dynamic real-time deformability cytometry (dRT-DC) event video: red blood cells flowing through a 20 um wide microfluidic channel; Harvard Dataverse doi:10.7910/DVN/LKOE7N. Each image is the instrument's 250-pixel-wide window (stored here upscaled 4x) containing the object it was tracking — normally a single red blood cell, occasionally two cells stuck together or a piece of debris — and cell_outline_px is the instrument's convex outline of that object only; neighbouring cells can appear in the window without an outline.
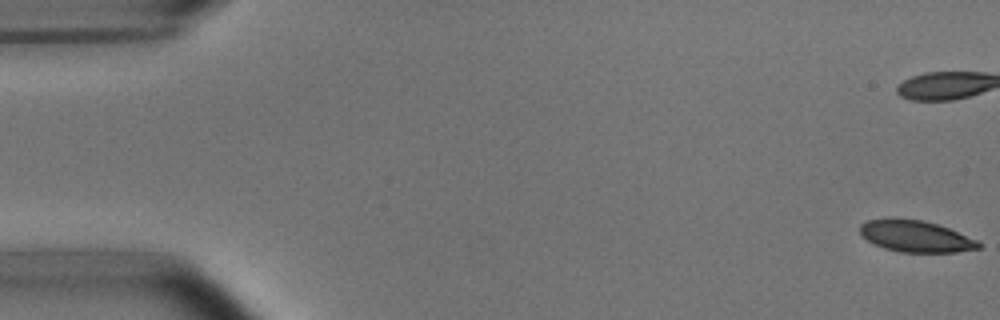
{"species": "common noctule bat (a hibernating species)", "species_latin": "Nyctalus noctula", "temperature_condition": "room temperature", "stored_images_in_passage": 53, "camera_frame_rate_fps": 3000, "um_per_image_px": 0.085, "animal": {"sex": "male", "body_mass_g": 15.6}, "frame": {"image": 1, "passage_image": 1, "time_ms": 0.0, "image_size_px": [1000, 320], "cell_outline_px": [[980, 248], [956, 252], [900, 252], [884, 248], [868, 240], [860, 232], [860, 224], [868, 220], [884, 216], [892, 216], [924, 220], [948, 228], [976, 240], [980, 244]], "centroid_in_image_um": [77.77, 20.04], "position_along_channel_um": 7.2, "area_um2": 21.96}, "authors_computed_cell_mechanics": {"area_um2": 23.9292, "velocity_mm_per_s": 3.7885, "shape_relaxation_time_tau1_ms": 2.5357, "shape_relaxation_time_tau2_ms": 1.5927, "deformation_change_tau1": 0.1159, "deformation_change_tau2": 0.0757}}